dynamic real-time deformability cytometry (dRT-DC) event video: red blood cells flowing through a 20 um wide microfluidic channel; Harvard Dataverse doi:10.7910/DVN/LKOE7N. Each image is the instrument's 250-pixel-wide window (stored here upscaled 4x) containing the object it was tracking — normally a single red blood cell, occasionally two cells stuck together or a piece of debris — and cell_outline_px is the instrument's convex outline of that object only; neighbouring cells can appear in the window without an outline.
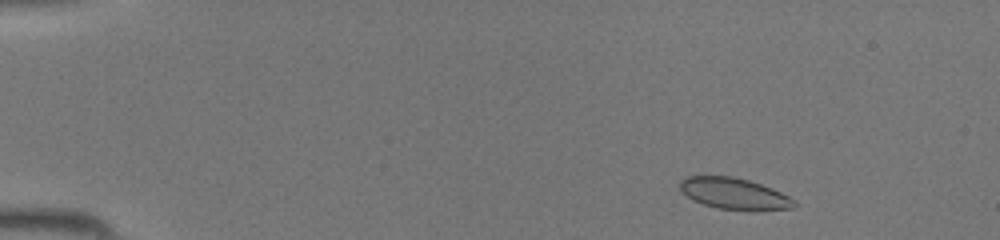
{"species": "common noctule bat (a hibernating species)", "species_latin": "Nyctalus noctula", "temperature_condition": "room temperature", "stored_images_in_passage": 42, "camera_frame_rate_fps": 3000, "um_per_image_px": 0.085, "animal": {"sex": "female", "body_mass_g": 19.5, "forearm_length_mm": 54.1}, "frame": {"image": 1, "passage_image": 3, "time_ms": 0.667, "image_size_px": [1000, 240], "cell_outline_px": [[796, 204], [792, 208], [716, 208], [692, 200], [680, 188], [680, 180], [684, 176], [732, 176], [748, 180], [772, 188], [796, 200]], "centroid_in_image_um": [62.34, 16.41], "position_along_channel_um": 22.7, "area_um2": 20.06}}
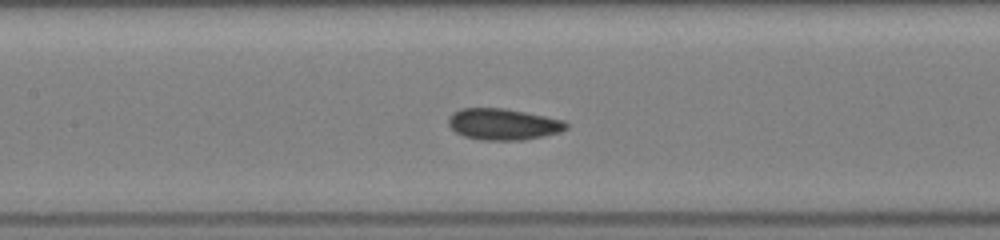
{"frame": {"image": 2, "passage_image": 19, "time_ms": 6.0, "image_size_px": [1000, 240], "cell_outline_px": [[568, 128], [560, 132], [524, 140], [480, 140], [464, 136], [456, 132], [448, 124], [448, 116], [452, 112], [460, 108], [504, 108], [564, 120], [568, 124]], "centroid_in_image_um": [42.75, 10.56], "position_along_channel_um": 164.7, "area_um2": 21.56}}
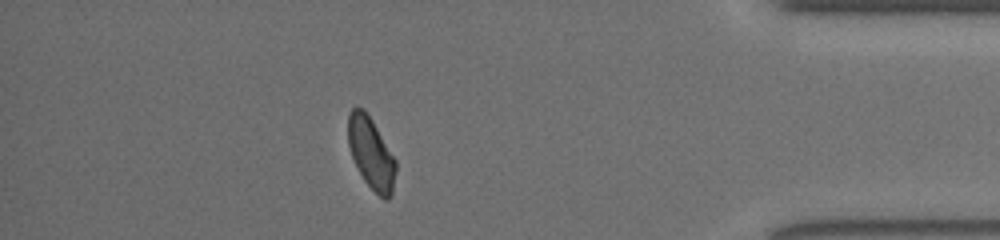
{"frame": {"image": 3, "passage_image": 37, "time_ms": 12.0, "image_size_px": [1000, 240], "cell_outline_px": [[396, 172], [392, 196], [388, 200], [384, 200], [364, 180], [352, 156], [348, 144], [348, 112], [356, 104], [364, 108], [372, 120], [396, 160]], "centroid_in_image_um": [31.55, 12.99], "position_along_channel_um": 403.7, "area_um2": 19.94}}